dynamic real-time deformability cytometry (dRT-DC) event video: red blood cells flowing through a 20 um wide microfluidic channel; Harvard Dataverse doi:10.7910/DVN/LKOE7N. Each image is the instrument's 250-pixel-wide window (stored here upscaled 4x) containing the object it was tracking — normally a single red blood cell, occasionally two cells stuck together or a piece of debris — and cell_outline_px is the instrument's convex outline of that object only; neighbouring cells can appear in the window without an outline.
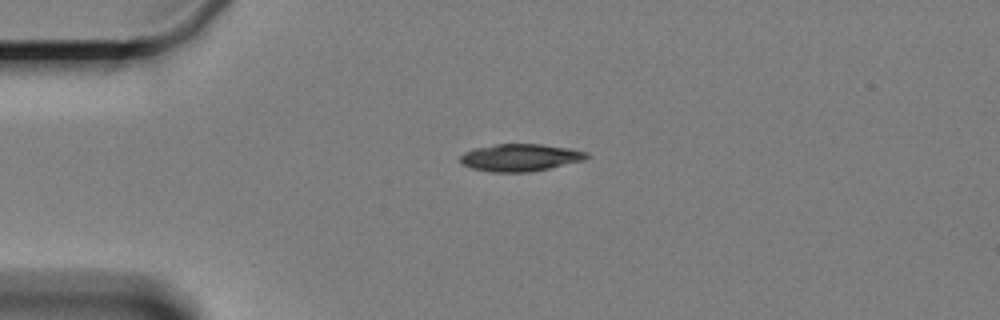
{"species": "Egyptian fruit bat (a non-hibernating species)", "species_latin": "Rousettus aegyptiacus", "temperature_condition": "cold", "stored_images_in_passage": 2, "camera_frame_rate_fps": 3000, "um_per_image_px": 0.085, "animal": {"sex": "female"}, "frame": {"image": 1, "passage_image": 1, "time_ms": 0.0, "image_size_px": [1000, 320], "cell_outline_px": [[592, 156], [584, 160], [548, 168], [528, 172], [492, 172], [472, 168], [464, 164], [460, 160], [460, 156], [464, 152], [472, 148], [496, 144], [540, 144], [572, 148], [588, 152]], "centroid_in_image_um": [44.25, 13.38], "position_along_channel_um": 40.8, "area_um2": 20.17}}